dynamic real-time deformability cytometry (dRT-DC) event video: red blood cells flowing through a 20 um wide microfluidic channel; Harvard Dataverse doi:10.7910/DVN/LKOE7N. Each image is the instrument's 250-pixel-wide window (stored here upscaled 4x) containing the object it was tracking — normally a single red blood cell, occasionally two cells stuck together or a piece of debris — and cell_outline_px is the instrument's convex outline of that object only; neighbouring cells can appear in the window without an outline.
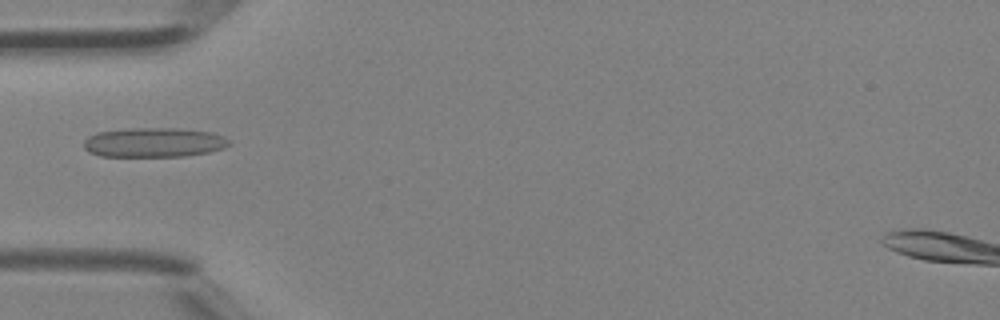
{"species": "Egyptian fruit bat (a non-hibernating species)", "species_latin": "Rousettus aegyptiacus", "temperature_condition": "room temperature", "stored_images_in_passage": 30, "camera_frame_rate_fps": 3000, "um_per_image_px": 0.085, "animal": {"sex": "female"}, "frame": {"image": 1, "passage_image": 2, "time_ms": 0.333, "image_size_px": [1000, 320], "cell_outline_px": [[232, 144], [224, 148], [208, 152], [184, 156], [100, 156], [88, 152], [84, 148], [84, 140], [88, 136], [96, 132], [128, 128], [176, 128], [212, 132], [224, 136]], "centroid_in_image_um": [13.07, 12.1], "position_along_channel_um": 71.9, "area_um2": 25.14}}
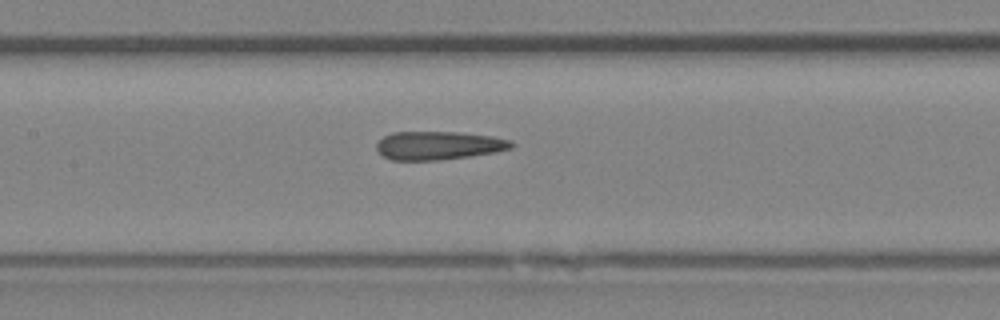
{"frame": {"image": 2, "passage_image": 8, "time_ms": 2.333, "image_size_px": [1000, 320], "cell_outline_px": [[516, 144], [512, 148], [496, 152], [440, 160], [392, 160], [384, 156], [376, 148], [376, 144], [384, 136], [392, 132], [456, 132], [492, 136], [512, 140]], "centroid_in_image_um": [37.31, 12.36], "position_along_channel_um": 170.1, "area_um2": 22.31}}
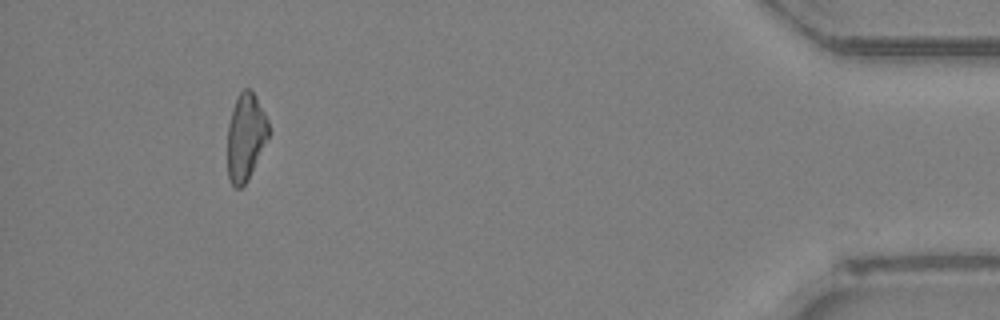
{"frame": {"image": 3, "passage_image": 27, "time_ms": 8.667, "image_size_px": [1000, 320], "cell_outline_px": [[268, 136], [248, 180], [240, 188], [236, 188], [232, 184], [228, 176], [228, 124], [232, 108], [240, 92], [244, 88], [248, 88], [256, 96], [268, 120]], "centroid_in_image_um": [20.87, 11.63], "position_along_channel_um": 414.3, "area_um2": 20.52}}